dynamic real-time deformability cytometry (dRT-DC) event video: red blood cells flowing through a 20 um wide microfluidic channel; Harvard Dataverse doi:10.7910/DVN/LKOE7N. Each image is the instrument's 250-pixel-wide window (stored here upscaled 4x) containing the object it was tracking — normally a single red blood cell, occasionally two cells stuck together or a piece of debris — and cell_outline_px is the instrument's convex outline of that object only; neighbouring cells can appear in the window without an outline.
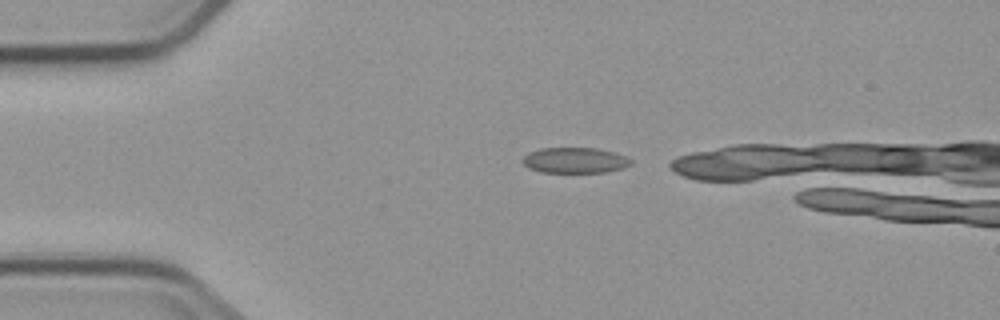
{"species": "common noctule bat (a hibernating species)", "species_latin": "Nyctalus noctula", "temperature_condition": "cold", "stored_images_in_passage": 3, "camera_frame_rate_fps": 3000, "um_per_image_px": 0.085, "animal": {"sex": "male", "body_mass_g": 23.1, "forearm_length_mm": 52.7}, "frame": {"image": 1, "passage_image": 1, "time_ms": 0.0, "image_size_px": [1000, 320], "cell_outline_px": [[632, 164], [624, 168], [608, 172], [540, 172], [528, 168], [520, 160], [528, 152], [540, 148], [596, 148], [616, 152], [632, 160]], "centroid_in_image_um": [48.86, 13.62], "position_along_channel_um": 36.1, "area_um2": 16.36}}